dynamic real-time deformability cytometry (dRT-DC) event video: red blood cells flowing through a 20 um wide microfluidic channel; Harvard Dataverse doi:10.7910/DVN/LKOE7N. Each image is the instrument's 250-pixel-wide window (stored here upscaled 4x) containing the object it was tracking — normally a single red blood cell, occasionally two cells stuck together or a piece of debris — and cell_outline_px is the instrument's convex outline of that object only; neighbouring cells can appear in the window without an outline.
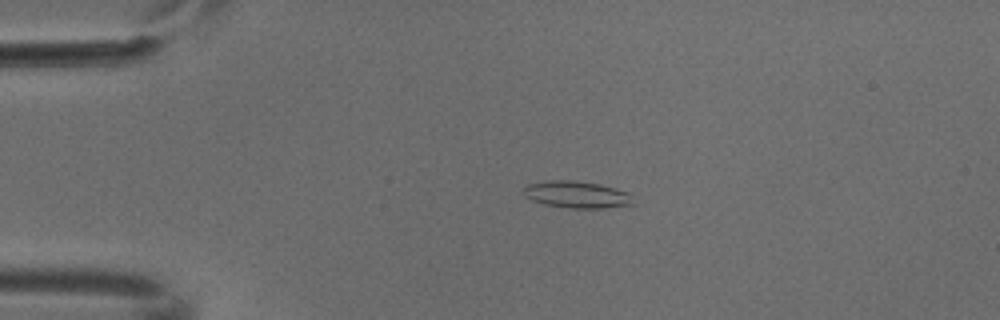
{"species": "common noctule bat (a hibernating species)", "species_latin": "Nyctalus noctula", "temperature_condition": "cold", "stored_images_in_passage": 3, "camera_frame_rate_fps": 3000, "um_per_image_px": 0.085, "animal": {"sex": "male", "body_mass_g": 18.8}, "frame": {"image": 1, "passage_image": 2, "time_ms": 0.333, "image_size_px": [1000, 320], "cell_outline_px": [[636, 204], [604, 208], [568, 208], [544, 204], [532, 200], [524, 196], [520, 192], [524, 184], [544, 180], [568, 180], [600, 184], [628, 192]], "centroid_in_image_um": [48.95, 16.53], "position_along_channel_um": 36.1, "area_um2": 17.51}}